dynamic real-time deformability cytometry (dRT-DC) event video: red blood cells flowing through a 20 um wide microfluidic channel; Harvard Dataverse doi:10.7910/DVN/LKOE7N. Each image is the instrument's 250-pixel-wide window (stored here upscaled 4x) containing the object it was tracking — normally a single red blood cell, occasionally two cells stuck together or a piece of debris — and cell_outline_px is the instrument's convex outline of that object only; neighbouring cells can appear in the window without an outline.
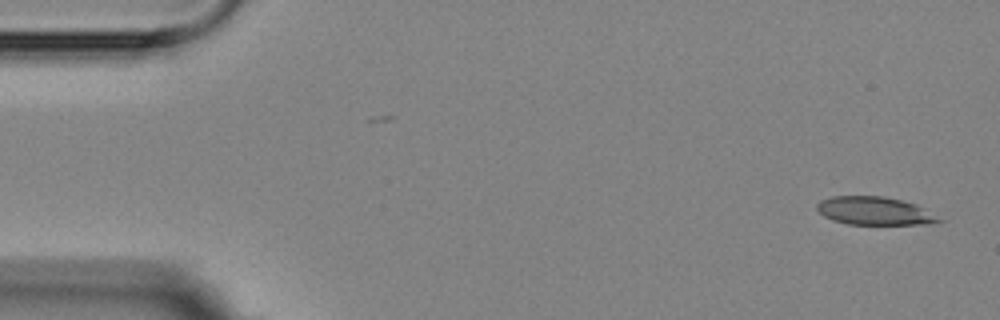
{"species": "Egyptian fruit bat (a non-hibernating species)", "species_latin": "Rousettus aegyptiacus", "temperature_condition": "room temperature", "stored_images_in_passage": 6, "segment_of_instrument_passage": [1, 2], "camera_frame_rate_fps": 3000, "um_per_image_px": 0.085, "animal": {"sex": "female"}, "frame": {"image": 1, "passage_image": 1, "time_ms": 0.0, "image_size_px": [1000, 320], "cell_outline_px": [[944, 220], [932, 224], [848, 224], [832, 220], [824, 216], [816, 208], [816, 204], [820, 200], [832, 196], [884, 196], [916, 204]], "centroid_in_image_um": [74.32, 17.92], "position_along_channel_um": 10.7, "area_um2": 19.94}}
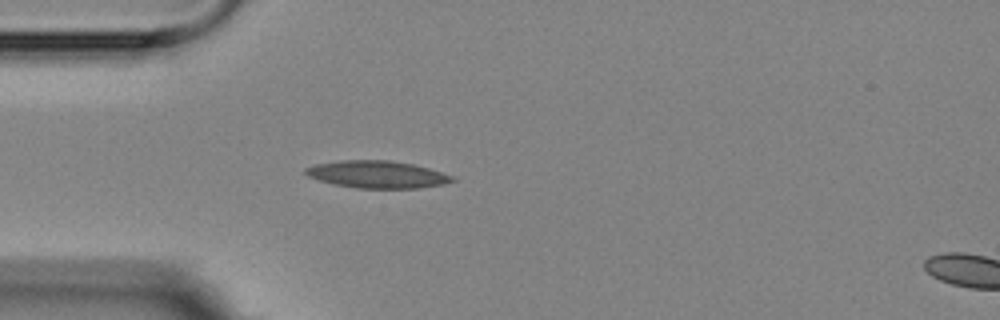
{"frame": {"image": 2, "passage_image": 5, "time_ms": 4.333, "image_size_px": [1000, 320], "cell_outline_px": [[456, 180], [444, 184], [416, 188], [356, 188], [332, 184], [308, 176], [304, 172], [304, 168], [316, 164], [340, 160], [388, 160], [412, 164], [428, 168], [452, 176]], "centroid_in_image_um": [32.02, 14.82], "position_along_channel_um": 53.0, "area_um2": 23.18}}